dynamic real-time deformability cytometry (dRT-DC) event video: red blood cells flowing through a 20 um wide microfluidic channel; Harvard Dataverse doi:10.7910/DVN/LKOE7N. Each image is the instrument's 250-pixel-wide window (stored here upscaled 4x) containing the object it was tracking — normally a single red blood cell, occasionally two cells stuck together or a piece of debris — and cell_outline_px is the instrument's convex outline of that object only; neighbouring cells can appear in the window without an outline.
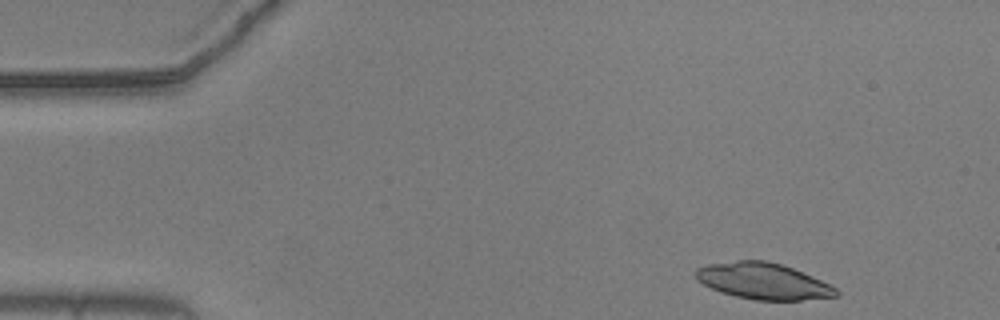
{"species": "common noctule bat (a hibernating species)", "species_latin": "Nyctalus noctula", "temperature_condition": "warm", "stored_images_in_passage": 50, "camera_frame_rate_fps": 3000, "um_per_image_px": 0.085, "animal": {"sex": "male", "body_mass_g": 20.5, "forearm_length_mm": 52.5}, "frame": {"image": 1, "passage_image": 2, "time_ms": 0.333, "image_size_px": [1000, 320], "cell_outline_px": [[840, 296], [800, 300], [756, 300], [736, 296], [720, 292], [696, 280], [692, 272], [696, 268], [708, 264], [736, 260], [768, 260], [792, 268], [812, 276], [836, 288], [840, 292]], "centroid_in_image_um": [64.83, 23.89], "position_along_channel_um": 20.2, "area_um2": 29.77}}
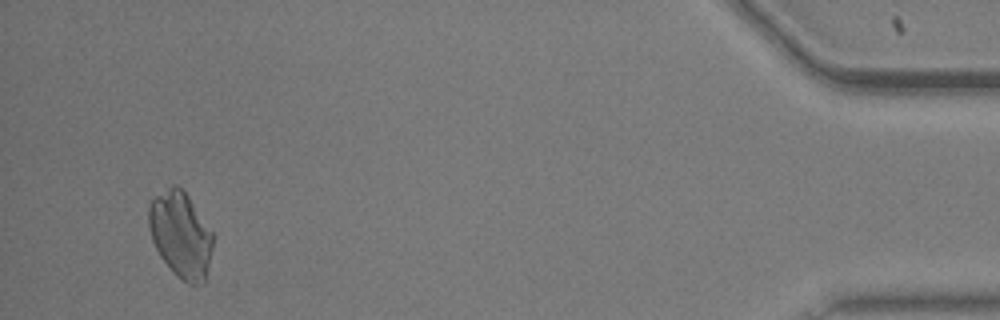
{"frame": {"image": 2, "passage_image": 48, "time_ms": 15.667, "image_size_px": [1000, 320], "cell_outline_px": [[212, 248], [204, 280], [196, 284], [188, 284], [180, 280], [160, 256], [152, 240], [148, 228], [148, 204], [152, 196], [176, 184], [188, 196], [212, 232]], "centroid_in_image_um": [15.31, 19.93], "position_along_channel_um": 419.9, "area_um2": 31.79}}